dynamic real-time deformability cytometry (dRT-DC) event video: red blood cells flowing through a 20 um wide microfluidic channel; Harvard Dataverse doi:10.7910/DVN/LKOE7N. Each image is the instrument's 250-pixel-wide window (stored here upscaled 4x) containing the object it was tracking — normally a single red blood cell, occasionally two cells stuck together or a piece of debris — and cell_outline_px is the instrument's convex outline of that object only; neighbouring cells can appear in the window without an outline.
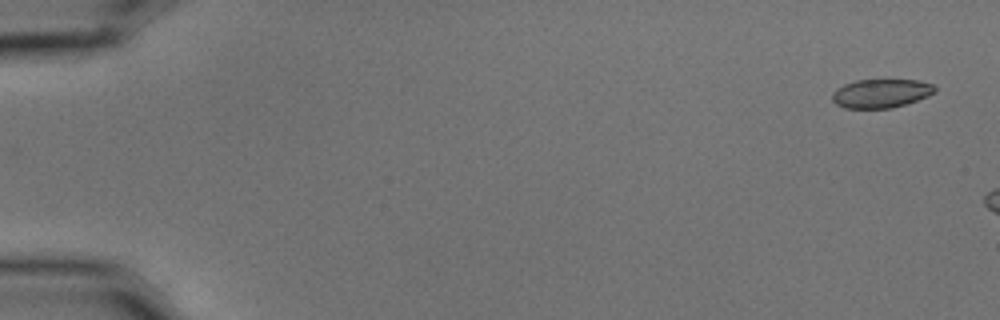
{"species": "common noctule bat (a hibernating species)", "species_latin": "Nyctalus noctula", "temperature_condition": "cold", "stored_images_in_passage": 7, "camera_frame_rate_fps": 3000, "um_per_image_px": 0.085, "animal": {"sex": "male", "body_mass_g": 15.6}, "frame": {"image": 1, "passage_image": 1, "time_ms": 0.0, "image_size_px": [1000, 320], "cell_outline_px": [[936, 92], [928, 96], [892, 108], [844, 108], [836, 104], [832, 100], [832, 92], [836, 88], [844, 84], [856, 80], [920, 80], [932, 84], [936, 88]], "centroid_in_image_um": [74.87, 7.93], "position_along_channel_um": 10.1, "area_um2": 17.22}}